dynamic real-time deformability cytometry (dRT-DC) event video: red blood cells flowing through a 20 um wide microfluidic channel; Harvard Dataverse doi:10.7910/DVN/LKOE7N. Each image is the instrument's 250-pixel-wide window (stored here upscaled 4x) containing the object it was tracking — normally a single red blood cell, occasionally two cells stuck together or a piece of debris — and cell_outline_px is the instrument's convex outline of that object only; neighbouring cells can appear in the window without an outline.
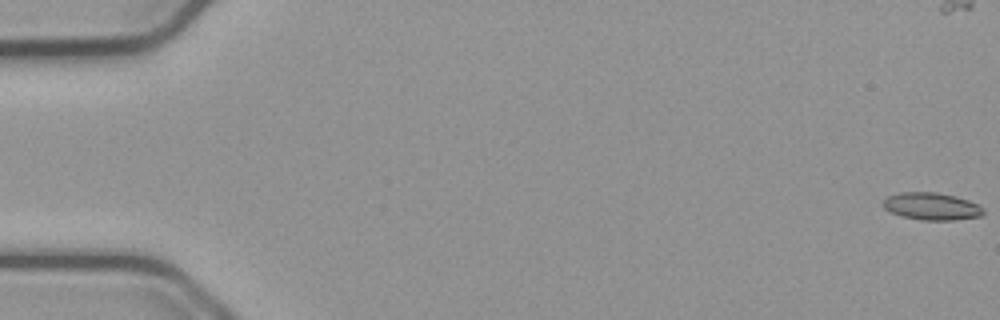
{"species": "common noctule bat (a hibernating species)", "species_latin": "Nyctalus noctula", "temperature_condition": "cold", "stored_images_in_passage": 56, "camera_frame_rate_fps": 3000, "um_per_image_px": 0.085, "animal": {"sex": "male", "body_mass_g": 23.1, "forearm_length_mm": 52.7}, "frame": {"image": 1, "passage_image": 1, "time_ms": 0.0, "image_size_px": [1000, 320], "cell_outline_px": [[984, 212], [980, 216], [956, 220], [920, 220], [900, 216], [884, 208], [880, 204], [888, 196], [900, 192], [936, 192], [956, 196], [968, 200], [984, 208]], "centroid_in_image_um": [79.16, 17.54], "position_along_channel_um": 5.8, "area_um2": 16.07}}
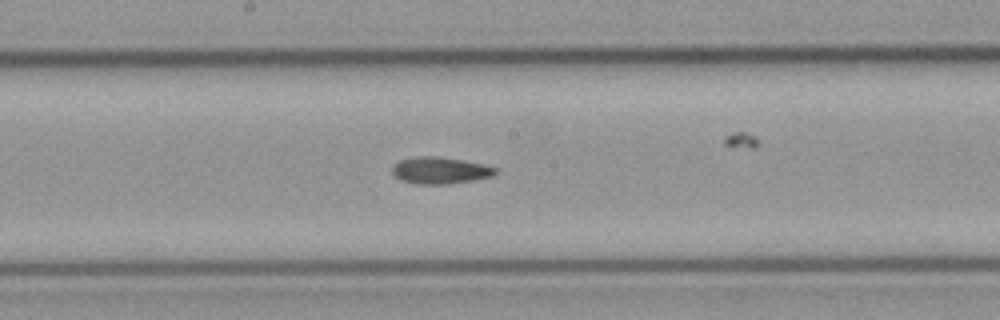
{"frame": {"image": 2, "passage_image": 30, "time_ms": 9.667, "image_size_px": [1000, 320], "cell_outline_px": [[496, 172], [492, 176], [472, 180], [448, 184], [416, 184], [400, 180], [392, 172], [392, 164], [400, 160], [416, 156], [436, 156], [460, 160], [480, 164], [496, 168]], "centroid_in_image_um": [37.33, 14.49], "position_along_channel_um": 210.9, "area_um2": 15.9}}
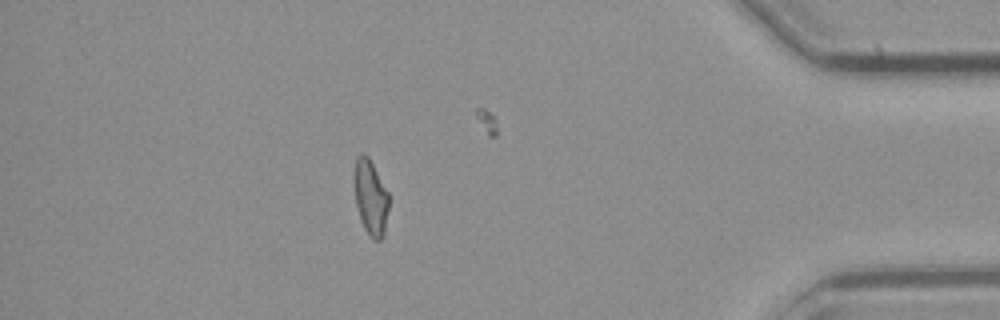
{"frame": {"image": 3, "passage_image": 49, "time_ms": 16.0, "image_size_px": [1000, 320], "cell_outline_px": [[388, 208], [384, 236], [380, 240], [372, 240], [364, 228], [360, 220], [356, 204], [352, 180], [352, 176], [356, 156], [364, 152], [368, 156], [388, 192]], "centroid_in_image_um": [31.46, 16.76], "position_along_channel_um": 403.7, "area_um2": 15.55}}